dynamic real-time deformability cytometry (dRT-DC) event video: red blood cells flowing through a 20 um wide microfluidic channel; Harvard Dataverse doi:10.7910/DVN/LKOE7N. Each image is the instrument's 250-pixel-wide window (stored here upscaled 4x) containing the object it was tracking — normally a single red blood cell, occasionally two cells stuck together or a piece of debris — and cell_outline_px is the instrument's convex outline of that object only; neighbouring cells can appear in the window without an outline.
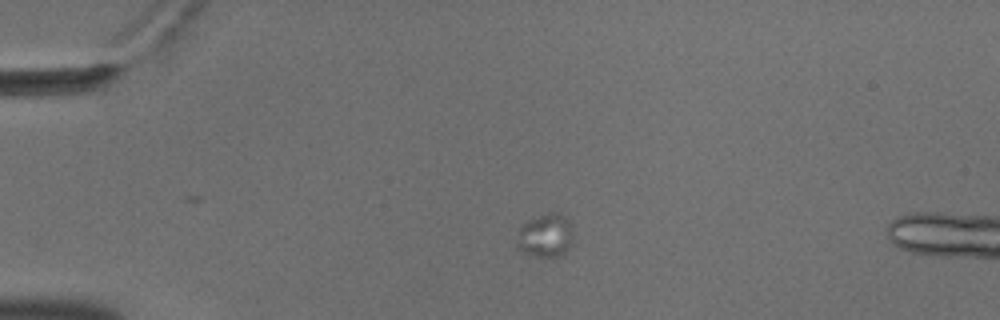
{"species": "common noctule bat (a hibernating species)", "species_latin": "Nyctalus noctula", "temperature_condition": "cold", "stored_images_in_passage": 5, "camera_frame_rate_fps": 3000, "um_per_image_px": 0.085, "animal": {"sex": "male", "body_mass_g": 18.8}, "frame": {"image": 1, "passage_image": 1, "time_ms": 0.0, "image_size_px": [1000, 320], "cell_outline_px": [[572, 232], [568, 248], [560, 256], [536, 256], [520, 252], [516, 248], [516, 244], [520, 224], [528, 220], [552, 212], [560, 212], [568, 220], [572, 228]], "centroid_in_image_um": [46.31, 20.02], "position_along_channel_um": 38.7, "area_um2": 14.22}}